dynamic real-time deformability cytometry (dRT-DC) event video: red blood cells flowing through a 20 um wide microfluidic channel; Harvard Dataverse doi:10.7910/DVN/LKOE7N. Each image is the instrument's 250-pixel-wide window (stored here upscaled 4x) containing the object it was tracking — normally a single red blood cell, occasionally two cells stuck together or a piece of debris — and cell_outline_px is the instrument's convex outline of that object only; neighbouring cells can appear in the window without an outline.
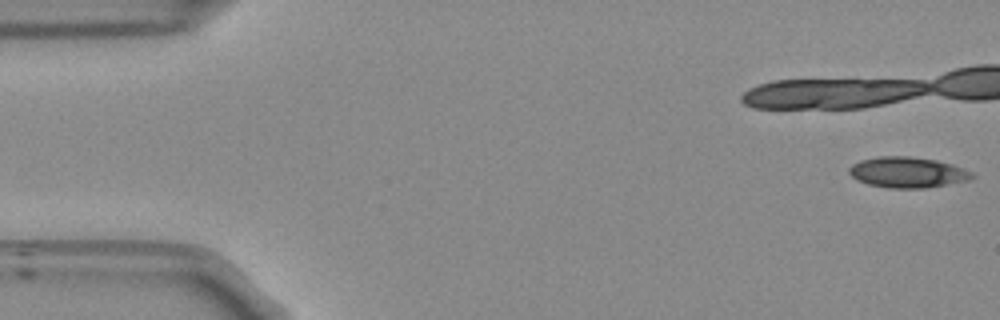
{"species": "Egyptian fruit bat (a non-hibernating species)", "species_latin": "Rousettus aegyptiacus", "temperature_condition": "room temperature", "stored_images_in_passage": 13, "camera_frame_rate_fps": 3000, "um_per_image_px": 0.085, "frame": {"image": 1, "passage_image": 1, "time_ms": 0.0, "image_size_px": [1000, 320], "cell_outline_px": [[976, 176], [968, 180], [948, 184], [924, 188], [888, 188], [868, 184], [856, 180], [848, 172], [848, 168], [852, 164], [860, 160], [880, 156], [908, 156], [936, 160], [952, 164], [964, 168], [972, 172]], "centroid_in_image_um": [77.13, 14.65], "position_along_channel_um": 7.9, "area_um2": 22.08}}